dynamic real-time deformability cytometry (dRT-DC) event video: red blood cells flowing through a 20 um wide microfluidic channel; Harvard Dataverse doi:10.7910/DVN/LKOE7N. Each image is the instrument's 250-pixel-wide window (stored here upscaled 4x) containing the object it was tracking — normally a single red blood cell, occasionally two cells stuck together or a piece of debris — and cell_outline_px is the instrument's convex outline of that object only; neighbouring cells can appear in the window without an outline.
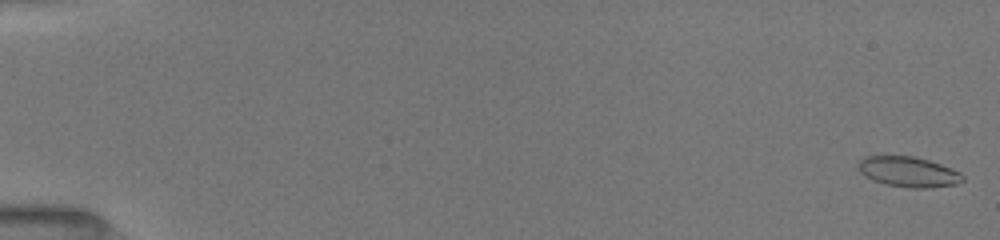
{"species": "common noctule bat (a hibernating species)", "species_latin": "Nyctalus noctula", "temperature_condition": "room temperature", "stored_images_in_passage": 62, "camera_frame_rate_fps": 3000, "um_per_image_px": 0.085, "animal": {"sex": "female", "body_mass_g": 19.5, "forearm_length_mm": 54.1}, "frame": {"image": 1, "passage_image": 1, "time_ms": 0.0, "image_size_px": [1000, 240], "cell_outline_px": [[964, 180], [956, 184], [928, 188], [908, 188], [884, 184], [864, 176], [856, 168], [856, 164], [864, 156], [916, 156], [940, 164], [960, 172], [964, 176]], "centroid_in_image_um": [77.18, 14.6], "position_along_channel_um": 7.8, "area_um2": 18.61}}
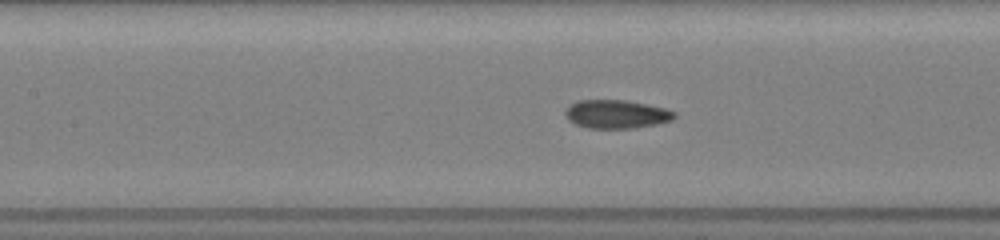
{"frame": {"image": 2, "passage_image": 28, "time_ms": 8.0, "image_size_px": [1000, 240], "cell_outline_px": [[676, 116], [672, 120], [656, 124], [632, 128], [588, 128], [576, 124], [568, 120], [564, 112], [568, 104], [576, 100], [628, 100], [664, 108], [676, 112]], "centroid_in_image_um": [52.36, 9.69], "position_along_channel_um": 155.0, "area_um2": 18.21}}
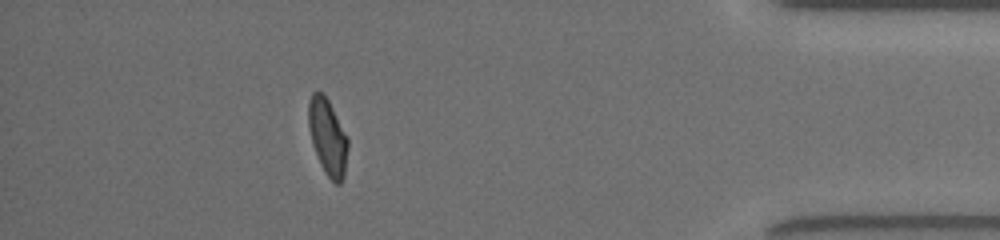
{"frame": {"image": 3, "passage_image": 55, "time_ms": 15.333, "image_size_px": [1000, 240], "cell_outline_px": [[348, 148], [344, 176], [340, 184], [336, 184], [324, 172], [320, 164], [312, 144], [308, 124], [308, 104], [312, 92], [316, 88], [324, 92], [348, 140]], "centroid_in_image_um": [27.83, 11.61], "position_along_channel_um": 407.4, "area_um2": 17.51}, "authors_computed_cell_mechanics": {"area_um2": 18.1203, "velocity_mm_per_s": 4.0061, "shape_relaxation_time_tau1_ms": 6.0209, "shape_relaxation_time_tau2_ms": 1.2797, "deformation_change_tau1": 0.1893, "deformation_change_tau2": 0.0632}}